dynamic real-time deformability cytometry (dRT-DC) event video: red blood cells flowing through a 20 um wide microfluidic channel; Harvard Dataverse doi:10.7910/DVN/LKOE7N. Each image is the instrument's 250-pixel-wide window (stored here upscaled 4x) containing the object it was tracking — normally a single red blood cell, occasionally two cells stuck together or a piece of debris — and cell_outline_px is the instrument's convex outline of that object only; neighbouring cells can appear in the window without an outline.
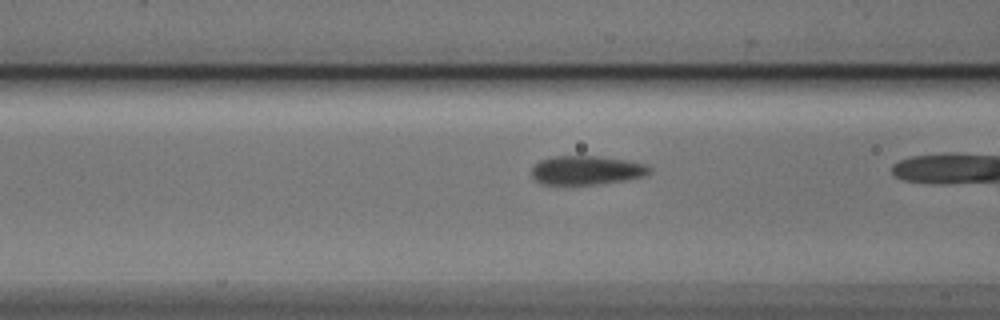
{"species": "Egyptian fruit bat (a non-hibernating species)", "species_latin": "Rousettus aegyptiacus", "temperature_condition": "cold", "stored_images_in_passage": 10, "camera_frame_rate_fps": 3000, "um_per_image_px": 0.085, "animal": {"sex": "male"}, "frame": {"image": 1, "passage_image": 9, "time_ms": 2.667, "image_size_px": [1000, 320], "cell_outline_px": [[652, 172], [648, 176], [628, 180], [596, 184], [540, 184], [532, 176], [532, 168], [540, 160], [552, 156], [596, 156], [628, 160], [644, 164], [652, 168]], "centroid_in_image_um": [49.91, 14.47], "position_along_channel_um": 116.7, "area_um2": 20.06}}